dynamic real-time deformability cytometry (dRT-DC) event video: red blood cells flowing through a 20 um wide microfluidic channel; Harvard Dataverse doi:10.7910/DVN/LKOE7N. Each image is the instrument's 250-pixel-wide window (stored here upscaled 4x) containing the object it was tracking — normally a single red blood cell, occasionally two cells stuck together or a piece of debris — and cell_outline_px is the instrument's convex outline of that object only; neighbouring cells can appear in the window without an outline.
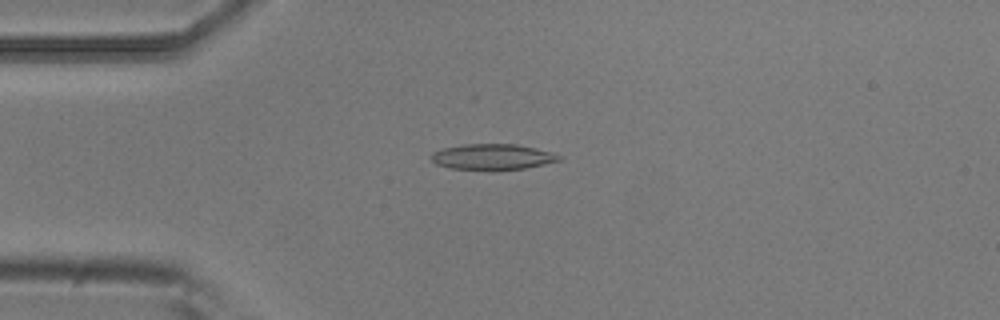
{"species": "common noctule bat (a hibernating species)", "species_latin": "Nyctalus noctula", "temperature_condition": "room temperature", "stored_images_in_passage": 4, "camera_frame_rate_fps": 3000, "um_per_image_px": 0.085, "animal": {"sex": "male", "body_mass_g": 20.5, "forearm_length_mm": 52.5}, "frame": {"image": 1, "passage_image": 4, "time_ms": 1.0, "image_size_px": [1000, 320], "cell_outline_px": [[564, 156], [560, 160], [544, 164], [524, 168], [492, 172], [448, 168], [436, 164], [432, 160], [432, 152], [444, 148], [460, 144], [516, 144], [536, 148], [552, 152]], "centroid_in_image_um": [41.86, 13.36], "position_along_channel_um": 43.1, "area_um2": 19.77}}